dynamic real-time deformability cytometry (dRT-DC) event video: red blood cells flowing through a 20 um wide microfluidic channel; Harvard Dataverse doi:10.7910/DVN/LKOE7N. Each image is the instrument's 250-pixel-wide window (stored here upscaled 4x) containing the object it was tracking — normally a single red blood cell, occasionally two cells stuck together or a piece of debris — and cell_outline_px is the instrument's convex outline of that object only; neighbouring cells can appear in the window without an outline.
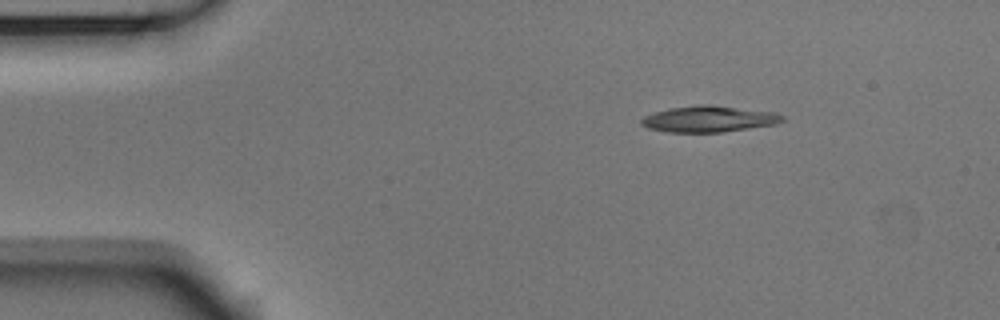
{"species": "Egyptian fruit bat (a non-hibernating species)", "species_latin": "Rousettus aegyptiacus", "temperature_condition": "room temperature", "stored_images_in_passage": 47, "camera_frame_rate_fps": 3000, "um_per_image_px": 0.085, "animal": {"sex": "male"}, "frame": {"image": 1, "passage_image": 1, "time_ms": 0.0, "image_size_px": [1000, 320], "cell_outline_px": [[784, 120], [776, 124], [724, 132], [664, 132], [648, 128], [640, 124], [640, 120], [644, 116], [668, 108], [696, 104], [712, 104], [776, 112], [784, 116]], "centroid_in_image_um": [60.26, 10.1], "position_along_channel_um": 24.7, "area_um2": 21.85}}
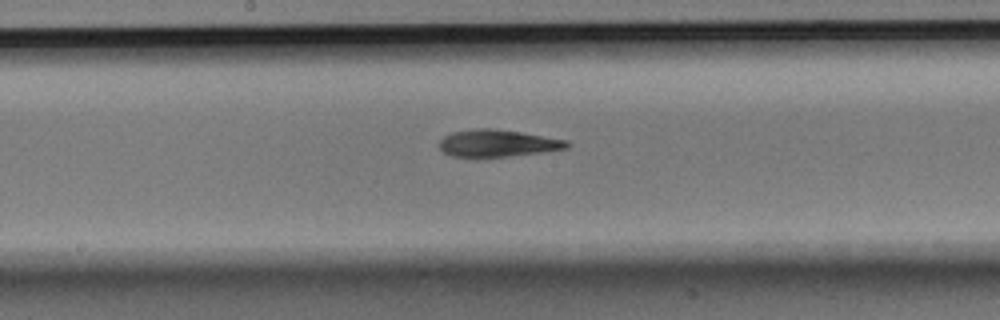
{"frame": {"image": 2, "passage_image": 21, "time_ms": 6.667, "image_size_px": [1000, 320], "cell_outline_px": [[572, 144], [568, 148], [540, 152], [508, 156], [452, 156], [444, 152], [440, 148], [440, 140], [444, 136], [452, 132], [476, 128], [492, 128], [520, 132], [568, 140]], "centroid_in_image_um": [42.32, 12.16], "position_along_channel_um": 205.9, "area_um2": 19.88}}
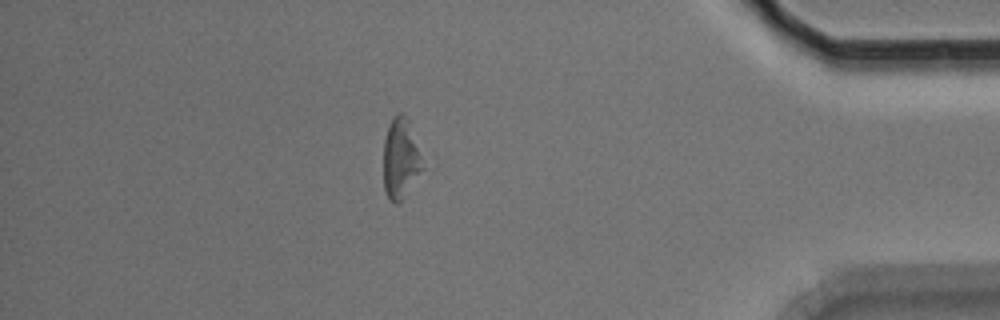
{"frame": {"image": 3, "passage_image": 40, "time_ms": 13.0, "image_size_px": [1000, 320], "cell_outline_px": [[428, 164], [404, 200], [396, 204], [388, 200], [384, 188], [384, 140], [392, 116], [400, 112], [408, 120]], "centroid_in_image_um": [34.13, 13.54], "position_along_channel_um": 401.1, "area_um2": 19.31}, "authors_computed_cell_mechanics": {"area_um2": 20.2878, "velocity_mm_per_s": 3.6935, "shape_relaxation_time_tau1_ms": 5.0308, "shape_relaxation_time_tau2_ms": 6.7318, "deformation_change_tau1": 0.162, "deformation_change_tau2": 0.1813}}